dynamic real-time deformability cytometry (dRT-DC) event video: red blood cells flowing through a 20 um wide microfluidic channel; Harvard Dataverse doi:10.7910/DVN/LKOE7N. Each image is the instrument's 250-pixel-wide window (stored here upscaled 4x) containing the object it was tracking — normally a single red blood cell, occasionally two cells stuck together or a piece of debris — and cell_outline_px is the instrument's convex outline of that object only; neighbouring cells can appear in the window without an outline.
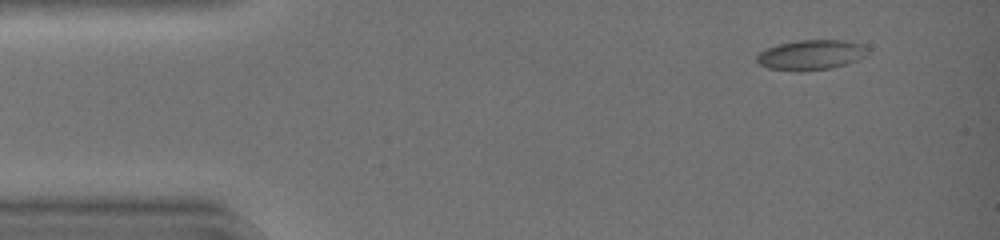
{"species": "common noctule bat (a hibernating species)", "species_latin": "Nyctalus noctula", "temperature_condition": "warm", "stored_images_in_passage": 41, "camera_frame_rate_fps": 3000, "um_per_image_px": 0.085, "animal": {"sex": "female", "body_mass_g": 19.0, "forearm_length_mm": 51.5}, "frame": {"image": 1, "passage_image": 1, "time_ms": 0.0, "image_size_px": [1000, 240], "cell_outline_px": [[872, 52], [856, 60], [832, 68], [804, 72], [796, 72], [768, 68], [760, 64], [756, 60], [756, 56], [764, 48], [796, 40], [848, 40], [864, 44]], "centroid_in_image_um": [68.96, 4.66], "position_along_channel_um": 16.0, "area_um2": 19.83}}
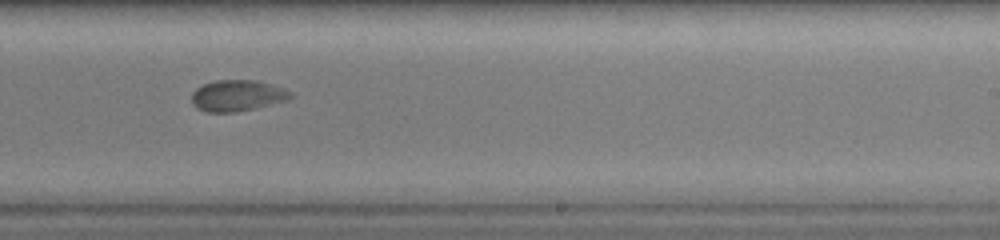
{"frame": {"image": 2, "passage_image": 25, "time_ms": 8.0, "image_size_px": [1000, 240], "cell_outline_px": [[296, 96], [288, 100], [256, 108], [236, 112], [208, 112], [196, 108], [192, 104], [192, 92], [196, 88], [204, 84], [216, 80], [256, 80], [272, 84], [284, 88], [292, 92]], "centroid_in_image_um": [20.21, 8.12], "position_along_channel_um": 268.8, "area_um2": 18.21}}
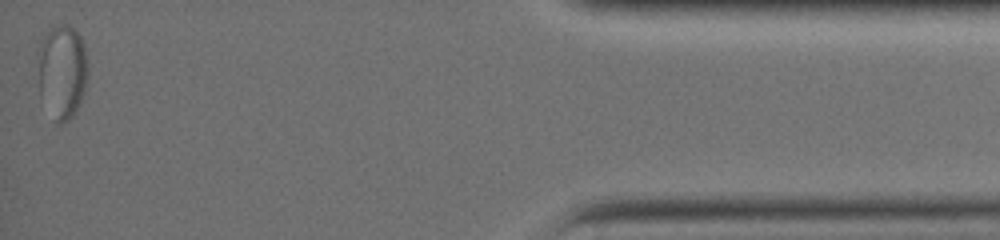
{"frame": {"image": 3, "passage_image": 41, "time_ms": 13.333, "image_size_px": [1000, 240], "cell_outline_px": [[88, 72], [84, 92], [72, 116], [68, 120], [60, 124], [56, 124], [40, 100], [36, 52], [40, 40], [48, 28], [56, 24], [68, 24], [80, 36], [84, 44], [88, 64]], "centroid_in_image_um": [5.23, 6.06], "position_along_channel_um": 430.0, "area_um2": 28.38}}